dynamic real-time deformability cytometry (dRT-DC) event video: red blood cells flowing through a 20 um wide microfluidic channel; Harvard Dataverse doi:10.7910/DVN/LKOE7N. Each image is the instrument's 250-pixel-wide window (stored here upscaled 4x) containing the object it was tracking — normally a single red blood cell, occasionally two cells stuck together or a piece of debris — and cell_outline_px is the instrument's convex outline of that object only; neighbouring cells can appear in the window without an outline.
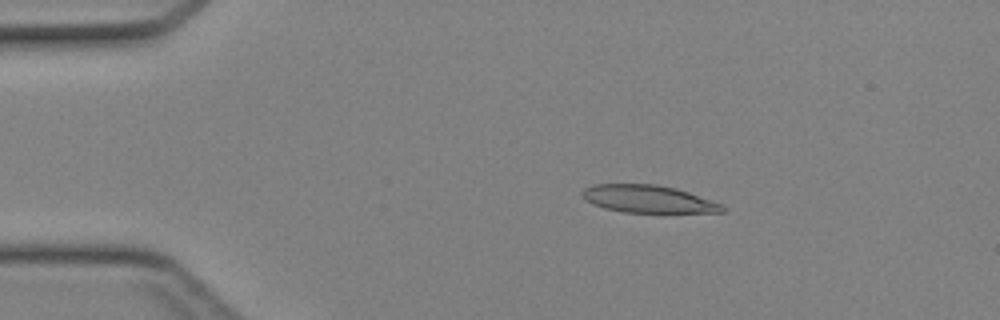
{"species": "Egyptian fruit bat (a non-hibernating species)", "species_latin": "Rousettus aegyptiacus", "temperature_condition": "cold", "stored_images_in_passage": 39, "camera_frame_rate_fps": 3000, "um_per_image_px": 0.085, "animal": {"sex": "female"}, "frame": {"image": 1, "passage_image": 3, "time_ms": 0.667, "image_size_px": [1000, 320], "cell_outline_px": [[724, 212], [624, 212], [604, 208], [592, 204], [584, 200], [580, 192], [584, 188], [592, 184], [656, 184], [676, 188], [688, 192], [720, 204], [724, 208]], "centroid_in_image_um": [55.0, 16.9], "position_along_channel_um": 30.0, "area_um2": 22.31}}
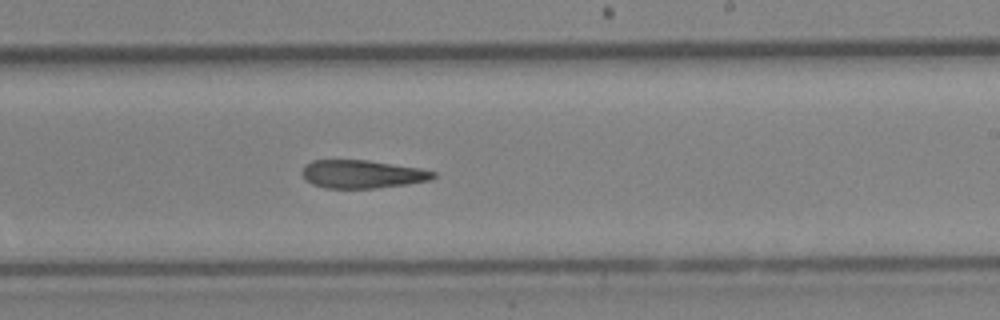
{"frame": {"image": 2, "passage_image": 22, "time_ms": 7.0, "image_size_px": [1000, 320], "cell_outline_px": [[436, 176], [432, 180], [408, 184], [376, 188], [324, 188], [312, 184], [300, 172], [304, 164], [312, 160], [368, 160], [420, 168], [436, 172]], "centroid_in_image_um": [30.79, 14.8], "position_along_channel_um": 258.2, "area_um2": 21.68}}
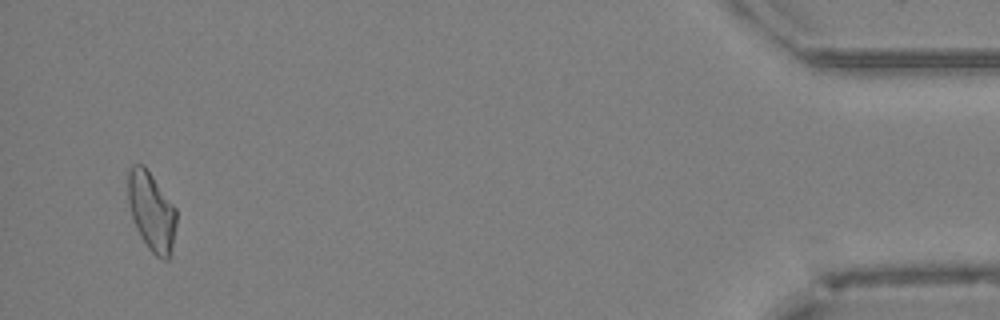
{"frame": {"image": 3, "passage_image": 38, "time_ms": 12.333, "image_size_px": [1000, 320], "cell_outline_px": [[176, 224], [172, 244], [168, 260], [164, 260], [156, 256], [148, 248], [140, 236], [136, 228], [132, 216], [128, 200], [128, 172], [132, 164], [144, 164], [176, 208]], "centroid_in_image_um": [12.87, 17.95], "position_along_channel_um": 422.3, "area_um2": 22.08}}